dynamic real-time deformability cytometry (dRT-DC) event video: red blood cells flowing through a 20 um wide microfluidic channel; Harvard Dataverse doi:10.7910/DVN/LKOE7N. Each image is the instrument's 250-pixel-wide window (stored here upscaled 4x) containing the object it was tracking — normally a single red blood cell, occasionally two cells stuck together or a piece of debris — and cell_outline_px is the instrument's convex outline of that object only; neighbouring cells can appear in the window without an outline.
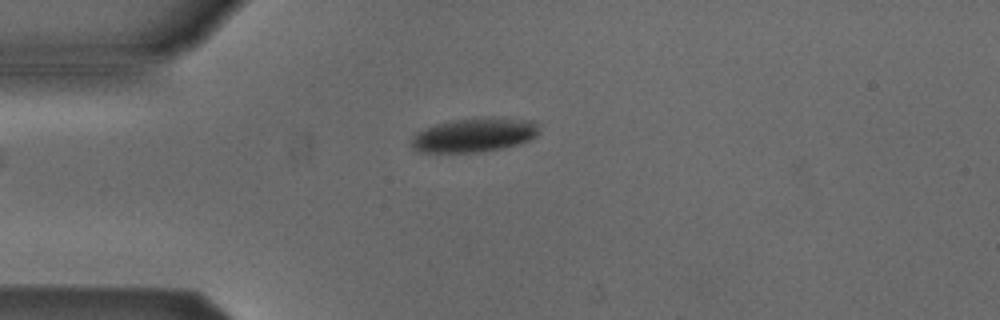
{"species": "Egyptian fruit bat (a non-hibernating species)", "species_latin": "Rousettus aegyptiacus", "temperature_condition": "cold", "stored_images_in_passage": 2, "camera_frame_rate_fps": 3000, "um_per_image_px": 0.085, "animal": {"sex": "male"}, "frame": {"image": 1, "passage_image": 1, "time_ms": 0.0, "image_size_px": [1000, 320], "cell_outline_px": [[540, 132], [536, 136], [528, 140], [516, 144], [500, 148], [480, 152], [420, 152], [412, 148], [412, 136], [416, 132], [424, 128], [436, 124], [456, 120], [492, 116], [536, 120]], "centroid_in_image_um": [40.34, 11.45], "position_along_channel_um": 44.7, "area_um2": 25.49}}
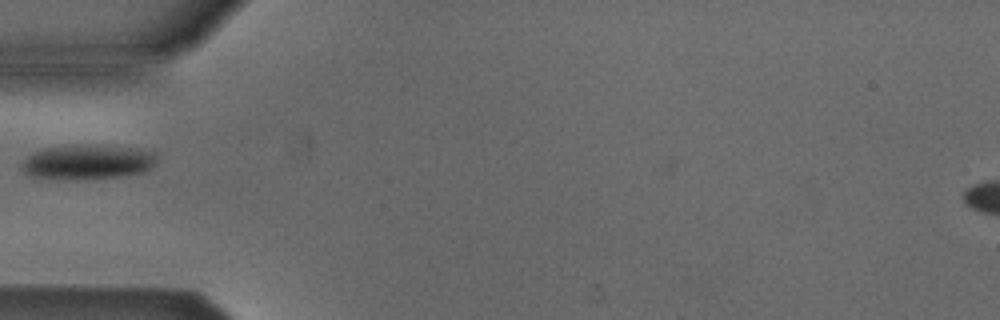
{"frame": {"image": 2, "passage_image": 2, "time_ms": 1.333, "image_size_px": [1000, 320], "cell_outline_px": [[156, 164], [144, 172], [116, 176], [32, 176], [24, 172], [24, 160], [28, 156], [40, 148], [72, 144], [100, 144], [136, 148], [152, 152], [156, 156]], "centroid_in_image_um": [7.51, 13.67], "position_along_channel_um": 77.5, "area_um2": 26.24}}